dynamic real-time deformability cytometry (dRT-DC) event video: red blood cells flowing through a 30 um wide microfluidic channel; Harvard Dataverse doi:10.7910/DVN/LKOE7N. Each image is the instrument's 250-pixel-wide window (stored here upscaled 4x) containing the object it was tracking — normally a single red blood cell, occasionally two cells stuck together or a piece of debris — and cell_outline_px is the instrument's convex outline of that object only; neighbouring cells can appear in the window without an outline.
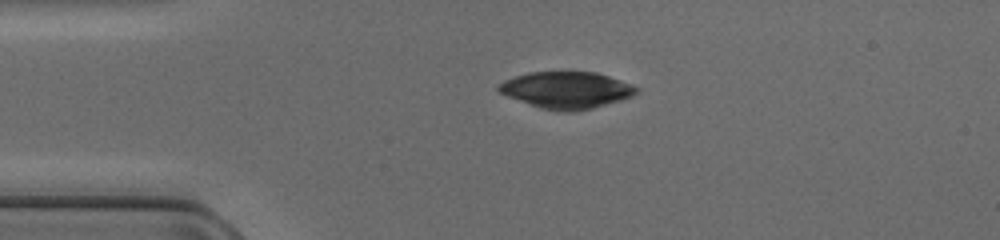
{"species": "common noctule bat (a hibernating species)", "species_latin": "Nyctalus noctula", "temperature_condition": "cold", "stored_images_in_passage": 33, "camera_frame_rate_fps": 3000, "um_per_image_px": 0.085, "animal": {"sex": "female", "body_mass_g": 17.0, "forearm_length_mm": 48.0}, "frame": {"image": 1, "passage_image": 1, "time_ms": 0.0, "image_size_px": [1000, 240], "cell_outline_px": [[640, 92], [632, 96], [620, 100], [592, 108], [572, 112], [540, 108], [508, 96], [500, 92], [496, 88], [504, 80], [528, 72], [596, 72], [632, 84], [640, 88]], "centroid_in_image_um": [48.18, 7.65], "position_along_channel_um": 36.8, "area_um2": 29.25}}
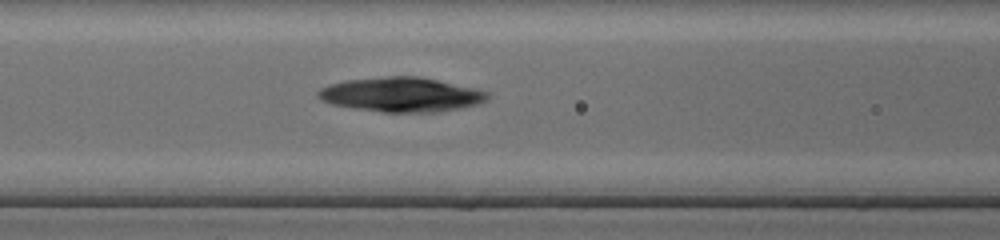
{"frame": {"image": 2, "passage_image": 10, "time_ms": 3.0, "image_size_px": [1000, 240], "cell_outline_px": [[488, 100], [480, 104], [460, 108], [436, 112], [384, 112], [352, 108], [332, 104], [320, 100], [316, 96], [316, 92], [320, 88], [328, 84], [344, 80], [388, 76], [416, 76], [436, 80], [472, 88], [488, 92]], "centroid_in_image_um": [34.05, 8.04], "position_along_channel_um": 132.6, "area_um2": 34.04}}
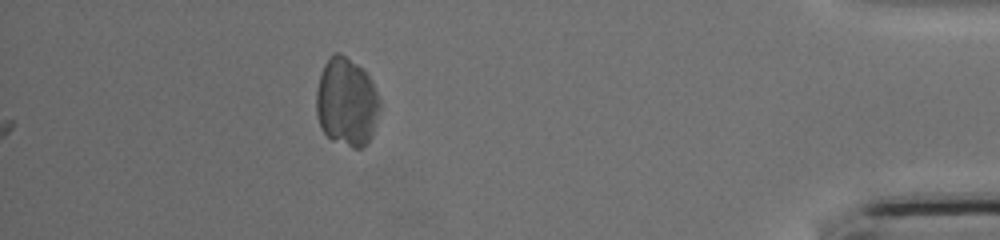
{"frame": {"image": 3, "passage_image": 33, "time_ms": 10.667, "image_size_px": [1000, 240], "cell_outline_px": [[380, 108], [372, 136], [364, 148], [352, 148], [332, 140], [320, 128], [316, 116], [316, 88], [320, 72], [324, 64], [332, 52], [340, 52], [364, 68], [380, 100]], "centroid_in_image_um": [29.44, 8.67], "position_along_channel_um": 405.8, "area_um2": 33.29}}